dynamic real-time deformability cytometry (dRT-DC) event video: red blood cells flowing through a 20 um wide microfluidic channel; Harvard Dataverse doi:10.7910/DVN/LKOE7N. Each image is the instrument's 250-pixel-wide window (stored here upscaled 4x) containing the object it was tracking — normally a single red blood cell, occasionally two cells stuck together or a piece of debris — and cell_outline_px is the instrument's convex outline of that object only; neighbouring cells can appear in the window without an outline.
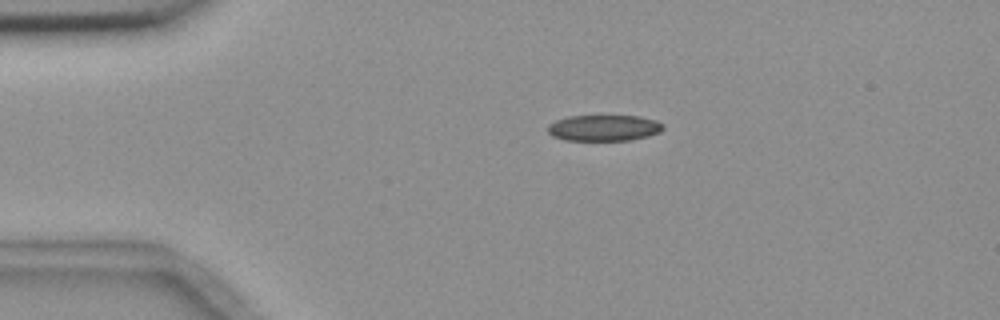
{"species": "common noctule bat (a hibernating species)", "species_latin": "Nyctalus noctula", "temperature_condition": "room temperature", "stored_images_in_passage": 3, "camera_frame_rate_fps": 3000, "um_per_image_px": 0.085, "animal": {"sex": "female", "body_mass_g": 18.4}, "frame": {"image": 1, "passage_image": 1, "time_ms": 0.0, "image_size_px": [1000, 320], "cell_outline_px": [[664, 128], [660, 132], [648, 136], [632, 140], [564, 140], [552, 136], [548, 132], [548, 124], [556, 120], [568, 116], [640, 116], [656, 120], [664, 124]], "centroid_in_image_um": [51.35, 10.87], "position_along_channel_um": 33.7, "area_um2": 17.63}}